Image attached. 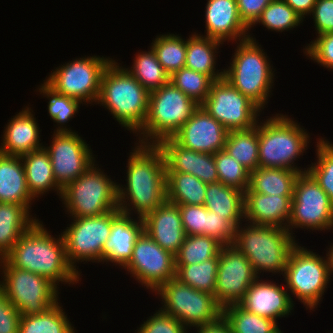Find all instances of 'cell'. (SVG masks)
I'll list each match as a JSON object with an SVG mask.
<instances>
[{
    "label": "cell",
    "instance_id": "1",
    "mask_svg": "<svg viewBox=\"0 0 333 333\" xmlns=\"http://www.w3.org/2000/svg\"><path fill=\"white\" fill-rule=\"evenodd\" d=\"M136 144L128 157L127 186L118 185V209L127 215L133 210L143 219L167 200L166 166L157 145Z\"/></svg>",
    "mask_w": 333,
    "mask_h": 333
},
{
    "label": "cell",
    "instance_id": "2",
    "mask_svg": "<svg viewBox=\"0 0 333 333\" xmlns=\"http://www.w3.org/2000/svg\"><path fill=\"white\" fill-rule=\"evenodd\" d=\"M41 223L38 220L23 233L2 260L9 267L46 277L56 286H59L60 281L72 285L78 283L80 274L67 260L62 234L57 239L52 237Z\"/></svg>",
    "mask_w": 333,
    "mask_h": 333
},
{
    "label": "cell",
    "instance_id": "3",
    "mask_svg": "<svg viewBox=\"0 0 333 333\" xmlns=\"http://www.w3.org/2000/svg\"><path fill=\"white\" fill-rule=\"evenodd\" d=\"M119 65L112 60L103 71L97 103L107 108L122 127L137 133L148 115L149 92Z\"/></svg>",
    "mask_w": 333,
    "mask_h": 333
},
{
    "label": "cell",
    "instance_id": "4",
    "mask_svg": "<svg viewBox=\"0 0 333 333\" xmlns=\"http://www.w3.org/2000/svg\"><path fill=\"white\" fill-rule=\"evenodd\" d=\"M246 225L236 228L233 245L247 257L258 277L262 271L283 276L289 254L298 244L295 237L287 228Z\"/></svg>",
    "mask_w": 333,
    "mask_h": 333
},
{
    "label": "cell",
    "instance_id": "5",
    "mask_svg": "<svg viewBox=\"0 0 333 333\" xmlns=\"http://www.w3.org/2000/svg\"><path fill=\"white\" fill-rule=\"evenodd\" d=\"M293 120L276 114L264 123L258 122L259 167L290 169L300 174L308 171L294 165V161L307 150L310 136Z\"/></svg>",
    "mask_w": 333,
    "mask_h": 333
},
{
    "label": "cell",
    "instance_id": "6",
    "mask_svg": "<svg viewBox=\"0 0 333 333\" xmlns=\"http://www.w3.org/2000/svg\"><path fill=\"white\" fill-rule=\"evenodd\" d=\"M199 106L171 82L150 92L148 115L143 127L136 133L139 144L157 145L164 139L172 138Z\"/></svg>",
    "mask_w": 333,
    "mask_h": 333
},
{
    "label": "cell",
    "instance_id": "7",
    "mask_svg": "<svg viewBox=\"0 0 333 333\" xmlns=\"http://www.w3.org/2000/svg\"><path fill=\"white\" fill-rule=\"evenodd\" d=\"M237 44L230 66L223 70V78L260 109H264L274 83L271 61L251 35Z\"/></svg>",
    "mask_w": 333,
    "mask_h": 333
},
{
    "label": "cell",
    "instance_id": "8",
    "mask_svg": "<svg viewBox=\"0 0 333 333\" xmlns=\"http://www.w3.org/2000/svg\"><path fill=\"white\" fill-rule=\"evenodd\" d=\"M94 163L61 192L69 216L93 217L118 209V184Z\"/></svg>",
    "mask_w": 333,
    "mask_h": 333
},
{
    "label": "cell",
    "instance_id": "9",
    "mask_svg": "<svg viewBox=\"0 0 333 333\" xmlns=\"http://www.w3.org/2000/svg\"><path fill=\"white\" fill-rule=\"evenodd\" d=\"M0 290L21 315L43 314L58 303L59 287L46 277L9 267L0 259Z\"/></svg>",
    "mask_w": 333,
    "mask_h": 333
},
{
    "label": "cell",
    "instance_id": "10",
    "mask_svg": "<svg viewBox=\"0 0 333 333\" xmlns=\"http://www.w3.org/2000/svg\"><path fill=\"white\" fill-rule=\"evenodd\" d=\"M156 293L164 303L160 309L189 329L213 323L222 317L223 307L214 295L196 290L176 278L163 284Z\"/></svg>",
    "mask_w": 333,
    "mask_h": 333
},
{
    "label": "cell",
    "instance_id": "11",
    "mask_svg": "<svg viewBox=\"0 0 333 333\" xmlns=\"http://www.w3.org/2000/svg\"><path fill=\"white\" fill-rule=\"evenodd\" d=\"M326 258L296 245L290 252L283 278L291 291L306 308H317L330 281Z\"/></svg>",
    "mask_w": 333,
    "mask_h": 333
},
{
    "label": "cell",
    "instance_id": "12",
    "mask_svg": "<svg viewBox=\"0 0 333 333\" xmlns=\"http://www.w3.org/2000/svg\"><path fill=\"white\" fill-rule=\"evenodd\" d=\"M112 58L85 56L60 65L44 80L56 92L79 101L97 104L101 77Z\"/></svg>",
    "mask_w": 333,
    "mask_h": 333
},
{
    "label": "cell",
    "instance_id": "13",
    "mask_svg": "<svg viewBox=\"0 0 333 333\" xmlns=\"http://www.w3.org/2000/svg\"><path fill=\"white\" fill-rule=\"evenodd\" d=\"M292 228L318 231L333 229V204L308 172L299 174L295 181L287 227L293 236Z\"/></svg>",
    "mask_w": 333,
    "mask_h": 333
},
{
    "label": "cell",
    "instance_id": "14",
    "mask_svg": "<svg viewBox=\"0 0 333 333\" xmlns=\"http://www.w3.org/2000/svg\"><path fill=\"white\" fill-rule=\"evenodd\" d=\"M200 106L228 131L255 127L262 111L224 78L211 84L209 95Z\"/></svg>",
    "mask_w": 333,
    "mask_h": 333
},
{
    "label": "cell",
    "instance_id": "15",
    "mask_svg": "<svg viewBox=\"0 0 333 333\" xmlns=\"http://www.w3.org/2000/svg\"><path fill=\"white\" fill-rule=\"evenodd\" d=\"M63 231L66 257L79 273L76 262H102V249L108 240L112 226V211L93 217L76 218Z\"/></svg>",
    "mask_w": 333,
    "mask_h": 333
},
{
    "label": "cell",
    "instance_id": "16",
    "mask_svg": "<svg viewBox=\"0 0 333 333\" xmlns=\"http://www.w3.org/2000/svg\"><path fill=\"white\" fill-rule=\"evenodd\" d=\"M123 268L141 285L156 292L175 278V256L143 231L136 240L130 261Z\"/></svg>",
    "mask_w": 333,
    "mask_h": 333
},
{
    "label": "cell",
    "instance_id": "17",
    "mask_svg": "<svg viewBox=\"0 0 333 333\" xmlns=\"http://www.w3.org/2000/svg\"><path fill=\"white\" fill-rule=\"evenodd\" d=\"M48 152L53 175L58 186L63 189L94 165L95 157L90 146L75 131H54Z\"/></svg>",
    "mask_w": 333,
    "mask_h": 333
},
{
    "label": "cell",
    "instance_id": "18",
    "mask_svg": "<svg viewBox=\"0 0 333 333\" xmlns=\"http://www.w3.org/2000/svg\"><path fill=\"white\" fill-rule=\"evenodd\" d=\"M257 278L251 263L241 251L234 245L221 247L214 296L222 307L238 304Z\"/></svg>",
    "mask_w": 333,
    "mask_h": 333
},
{
    "label": "cell",
    "instance_id": "19",
    "mask_svg": "<svg viewBox=\"0 0 333 333\" xmlns=\"http://www.w3.org/2000/svg\"><path fill=\"white\" fill-rule=\"evenodd\" d=\"M228 132L221 123L199 106L172 138L186 149L215 154L224 150Z\"/></svg>",
    "mask_w": 333,
    "mask_h": 333
},
{
    "label": "cell",
    "instance_id": "20",
    "mask_svg": "<svg viewBox=\"0 0 333 333\" xmlns=\"http://www.w3.org/2000/svg\"><path fill=\"white\" fill-rule=\"evenodd\" d=\"M165 160L166 173H186L206 184L218 182L214 154L201 153L180 146L173 138L157 144Z\"/></svg>",
    "mask_w": 333,
    "mask_h": 333
},
{
    "label": "cell",
    "instance_id": "21",
    "mask_svg": "<svg viewBox=\"0 0 333 333\" xmlns=\"http://www.w3.org/2000/svg\"><path fill=\"white\" fill-rule=\"evenodd\" d=\"M259 278L250 285L245 297L238 304L250 313L275 322L278 318L290 315L294 309V301L288 290L275 282L272 283L273 281L268 282Z\"/></svg>",
    "mask_w": 333,
    "mask_h": 333
},
{
    "label": "cell",
    "instance_id": "22",
    "mask_svg": "<svg viewBox=\"0 0 333 333\" xmlns=\"http://www.w3.org/2000/svg\"><path fill=\"white\" fill-rule=\"evenodd\" d=\"M144 231L142 218L133 220L131 215L112 211L111 232L102 249V262H112L124 267L132 257L136 240Z\"/></svg>",
    "mask_w": 333,
    "mask_h": 333
},
{
    "label": "cell",
    "instance_id": "23",
    "mask_svg": "<svg viewBox=\"0 0 333 333\" xmlns=\"http://www.w3.org/2000/svg\"><path fill=\"white\" fill-rule=\"evenodd\" d=\"M143 222L144 231L163 249L175 256L186 236L179 206L166 200L146 215Z\"/></svg>",
    "mask_w": 333,
    "mask_h": 333
},
{
    "label": "cell",
    "instance_id": "24",
    "mask_svg": "<svg viewBox=\"0 0 333 333\" xmlns=\"http://www.w3.org/2000/svg\"><path fill=\"white\" fill-rule=\"evenodd\" d=\"M205 11V37L222 43L226 40L240 42L249 38L250 29L238 14L236 0H207Z\"/></svg>",
    "mask_w": 333,
    "mask_h": 333
},
{
    "label": "cell",
    "instance_id": "25",
    "mask_svg": "<svg viewBox=\"0 0 333 333\" xmlns=\"http://www.w3.org/2000/svg\"><path fill=\"white\" fill-rule=\"evenodd\" d=\"M293 196H275L244 192V219L255 225L288 227Z\"/></svg>",
    "mask_w": 333,
    "mask_h": 333
},
{
    "label": "cell",
    "instance_id": "26",
    "mask_svg": "<svg viewBox=\"0 0 333 333\" xmlns=\"http://www.w3.org/2000/svg\"><path fill=\"white\" fill-rule=\"evenodd\" d=\"M32 112V109L26 106L8 120L0 145L1 153L21 157L44 147L40 144V128Z\"/></svg>",
    "mask_w": 333,
    "mask_h": 333
},
{
    "label": "cell",
    "instance_id": "27",
    "mask_svg": "<svg viewBox=\"0 0 333 333\" xmlns=\"http://www.w3.org/2000/svg\"><path fill=\"white\" fill-rule=\"evenodd\" d=\"M33 199L21 157L0 152V202L31 206Z\"/></svg>",
    "mask_w": 333,
    "mask_h": 333
},
{
    "label": "cell",
    "instance_id": "28",
    "mask_svg": "<svg viewBox=\"0 0 333 333\" xmlns=\"http://www.w3.org/2000/svg\"><path fill=\"white\" fill-rule=\"evenodd\" d=\"M30 208L31 206L0 202V259L38 221L30 215Z\"/></svg>",
    "mask_w": 333,
    "mask_h": 333
},
{
    "label": "cell",
    "instance_id": "29",
    "mask_svg": "<svg viewBox=\"0 0 333 333\" xmlns=\"http://www.w3.org/2000/svg\"><path fill=\"white\" fill-rule=\"evenodd\" d=\"M204 206L238 227L244 218V192L221 182L207 184Z\"/></svg>",
    "mask_w": 333,
    "mask_h": 333
},
{
    "label": "cell",
    "instance_id": "30",
    "mask_svg": "<svg viewBox=\"0 0 333 333\" xmlns=\"http://www.w3.org/2000/svg\"><path fill=\"white\" fill-rule=\"evenodd\" d=\"M26 173V183L31 196L39 197L52 189L61 196L62 189L58 186L48 152L43 148L21 156Z\"/></svg>",
    "mask_w": 333,
    "mask_h": 333
},
{
    "label": "cell",
    "instance_id": "31",
    "mask_svg": "<svg viewBox=\"0 0 333 333\" xmlns=\"http://www.w3.org/2000/svg\"><path fill=\"white\" fill-rule=\"evenodd\" d=\"M218 40L198 35L196 32L186 40L185 67L196 72L208 75L213 81L223 78L224 71L216 70L217 56L215 53L219 50Z\"/></svg>",
    "mask_w": 333,
    "mask_h": 333
},
{
    "label": "cell",
    "instance_id": "32",
    "mask_svg": "<svg viewBox=\"0 0 333 333\" xmlns=\"http://www.w3.org/2000/svg\"><path fill=\"white\" fill-rule=\"evenodd\" d=\"M298 171L283 168L258 167L250 172L251 192L275 196H293Z\"/></svg>",
    "mask_w": 333,
    "mask_h": 333
},
{
    "label": "cell",
    "instance_id": "33",
    "mask_svg": "<svg viewBox=\"0 0 333 333\" xmlns=\"http://www.w3.org/2000/svg\"><path fill=\"white\" fill-rule=\"evenodd\" d=\"M207 184L186 173H166L167 201L176 205H204Z\"/></svg>",
    "mask_w": 333,
    "mask_h": 333
},
{
    "label": "cell",
    "instance_id": "34",
    "mask_svg": "<svg viewBox=\"0 0 333 333\" xmlns=\"http://www.w3.org/2000/svg\"><path fill=\"white\" fill-rule=\"evenodd\" d=\"M224 150L249 172L258 168V123L251 129L229 131Z\"/></svg>",
    "mask_w": 333,
    "mask_h": 333
},
{
    "label": "cell",
    "instance_id": "35",
    "mask_svg": "<svg viewBox=\"0 0 333 333\" xmlns=\"http://www.w3.org/2000/svg\"><path fill=\"white\" fill-rule=\"evenodd\" d=\"M63 310L58 302L43 314L21 315L19 333H75Z\"/></svg>",
    "mask_w": 333,
    "mask_h": 333
},
{
    "label": "cell",
    "instance_id": "36",
    "mask_svg": "<svg viewBox=\"0 0 333 333\" xmlns=\"http://www.w3.org/2000/svg\"><path fill=\"white\" fill-rule=\"evenodd\" d=\"M131 68L125 69L150 93L170 82V74L159 63L152 48L135 55Z\"/></svg>",
    "mask_w": 333,
    "mask_h": 333
},
{
    "label": "cell",
    "instance_id": "37",
    "mask_svg": "<svg viewBox=\"0 0 333 333\" xmlns=\"http://www.w3.org/2000/svg\"><path fill=\"white\" fill-rule=\"evenodd\" d=\"M222 316L232 333H283L274 320L250 313L239 304L224 306Z\"/></svg>",
    "mask_w": 333,
    "mask_h": 333
},
{
    "label": "cell",
    "instance_id": "38",
    "mask_svg": "<svg viewBox=\"0 0 333 333\" xmlns=\"http://www.w3.org/2000/svg\"><path fill=\"white\" fill-rule=\"evenodd\" d=\"M219 254L202 263L175 265V278L192 288L214 295Z\"/></svg>",
    "mask_w": 333,
    "mask_h": 333
},
{
    "label": "cell",
    "instance_id": "39",
    "mask_svg": "<svg viewBox=\"0 0 333 333\" xmlns=\"http://www.w3.org/2000/svg\"><path fill=\"white\" fill-rule=\"evenodd\" d=\"M223 245L206 235H186L175 255V265H192L216 257Z\"/></svg>",
    "mask_w": 333,
    "mask_h": 333
},
{
    "label": "cell",
    "instance_id": "40",
    "mask_svg": "<svg viewBox=\"0 0 333 333\" xmlns=\"http://www.w3.org/2000/svg\"><path fill=\"white\" fill-rule=\"evenodd\" d=\"M151 44L159 63L170 75L185 67L186 41L181 36L159 35Z\"/></svg>",
    "mask_w": 333,
    "mask_h": 333
},
{
    "label": "cell",
    "instance_id": "41",
    "mask_svg": "<svg viewBox=\"0 0 333 333\" xmlns=\"http://www.w3.org/2000/svg\"><path fill=\"white\" fill-rule=\"evenodd\" d=\"M38 90L49 100L48 112L50 118L60 125L56 132H72L70 128H66L65 123H68L74 117L82 102L56 92L45 81Z\"/></svg>",
    "mask_w": 333,
    "mask_h": 333
},
{
    "label": "cell",
    "instance_id": "42",
    "mask_svg": "<svg viewBox=\"0 0 333 333\" xmlns=\"http://www.w3.org/2000/svg\"><path fill=\"white\" fill-rule=\"evenodd\" d=\"M302 18L283 0H272L253 24L261 23L268 30L283 32L296 28Z\"/></svg>",
    "mask_w": 333,
    "mask_h": 333
},
{
    "label": "cell",
    "instance_id": "43",
    "mask_svg": "<svg viewBox=\"0 0 333 333\" xmlns=\"http://www.w3.org/2000/svg\"><path fill=\"white\" fill-rule=\"evenodd\" d=\"M170 82L201 105L214 81L208 75L183 67L170 75Z\"/></svg>",
    "mask_w": 333,
    "mask_h": 333
},
{
    "label": "cell",
    "instance_id": "44",
    "mask_svg": "<svg viewBox=\"0 0 333 333\" xmlns=\"http://www.w3.org/2000/svg\"><path fill=\"white\" fill-rule=\"evenodd\" d=\"M316 163L310 164L307 172L315 179L326 192L333 204V144L319 138L316 145Z\"/></svg>",
    "mask_w": 333,
    "mask_h": 333
},
{
    "label": "cell",
    "instance_id": "45",
    "mask_svg": "<svg viewBox=\"0 0 333 333\" xmlns=\"http://www.w3.org/2000/svg\"><path fill=\"white\" fill-rule=\"evenodd\" d=\"M218 182L236 188L242 192L249 187L250 172L242 164L225 152L218 151L214 154Z\"/></svg>",
    "mask_w": 333,
    "mask_h": 333
},
{
    "label": "cell",
    "instance_id": "46",
    "mask_svg": "<svg viewBox=\"0 0 333 333\" xmlns=\"http://www.w3.org/2000/svg\"><path fill=\"white\" fill-rule=\"evenodd\" d=\"M140 326L137 333H188L185 325L161 309Z\"/></svg>",
    "mask_w": 333,
    "mask_h": 333
},
{
    "label": "cell",
    "instance_id": "47",
    "mask_svg": "<svg viewBox=\"0 0 333 333\" xmlns=\"http://www.w3.org/2000/svg\"><path fill=\"white\" fill-rule=\"evenodd\" d=\"M186 235H205L208 209L204 205H178Z\"/></svg>",
    "mask_w": 333,
    "mask_h": 333
},
{
    "label": "cell",
    "instance_id": "48",
    "mask_svg": "<svg viewBox=\"0 0 333 333\" xmlns=\"http://www.w3.org/2000/svg\"><path fill=\"white\" fill-rule=\"evenodd\" d=\"M236 226L223 216L208 210L205 235L215 238L223 246L233 245Z\"/></svg>",
    "mask_w": 333,
    "mask_h": 333
},
{
    "label": "cell",
    "instance_id": "49",
    "mask_svg": "<svg viewBox=\"0 0 333 333\" xmlns=\"http://www.w3.org/2000/svg\"><path fill=\"white\" fill-rule=\"evenodd\" d=\"M304 53L318 64L333 69V32L317 36L305 46Z\"/></svg>",
    "mask_w": 333,
    "mask_h": 333
},
{
    "label": "cell",
    "instance_id": "50",
    "mask_svg": "<svg viewBox=\"0 0 333 333\" xmlns=\"http://www.w3.org/2000/svg\"><path fill=\"white\" fill-rule=\"evenodd\" d=\"M21 314L0 290V333H19Z\"/></svg>",
    "mask_w": 333,
    "mask_h": 333
},
{
    "label": "cell",
    "instance_id": "51",
    "mask_svg": "<svg viewBox=\"0 0 333 333\" xmlns=\"http://www.w3.org/2000/svg\"><path fill=\"white\" fill-rule=\"evenodd\" d=\"M312 16L317 36L333 32V0H316Z\"/></svg>",
    "mask_w": 333,
    "mask_h": 333
},
{
    "label": "cell",
    "instance_id": "52",
    "mask_svg": "<svg viewBox=\"0 0 333 333\" xmlns=\"http://www.w3.org/2000/svg\"><path fill=\"white\" fill-rule=\"evenodd\" d=\"M238 14L244 24L251 29L262 11L272 0H236Z\"/></svg>",
    "mask_w": 333,
    "mask_h": 333
},
{
    "label": "cell",
    "instance_id": "53",
    "mask_svg": "<svg viewBox=\"0 0 333 333\" xmlns=\"http://www.w3.org/2000/svg\"><path fill=\"white\" fill-rule=\"evenodd\" d=\"M285 1L301 18L311 15L316 0H283Z\"/></svg>",
    "mask_w": 333,
    "mask_h": 333
},
{
    "label": "cell",
    "instance_id": "54",
    "mask_svg": "<svg viewBox=\"0 0 333 333\" xmlns=\"http://www.w3.org/2000/svg\"><path fill=\"white\" fill-rule=\"evenodd\" d=\"M196 329L197 333H232L229 323L223 316L213 323L199 326Z\"/></svg>",
    "mask_w": 333,
    "mask_h": 333
},
{
    "label": "cell",
    "instance_id": "55",
    "mask_svg": "<svg viewBox=\"0 0 333 333\" xmlns=\"http://www.w3.org/2000/svg\"><path fill=\"white\" fill-rule=\"evenodd\" d=\"M331 245H330L329 251H327V254H326V260H327L328 271H329L330 277L333 273V244H331Z\"/></svg>",
    "mask_w": 333,
    "mask_h": 333
}]
</instances>
